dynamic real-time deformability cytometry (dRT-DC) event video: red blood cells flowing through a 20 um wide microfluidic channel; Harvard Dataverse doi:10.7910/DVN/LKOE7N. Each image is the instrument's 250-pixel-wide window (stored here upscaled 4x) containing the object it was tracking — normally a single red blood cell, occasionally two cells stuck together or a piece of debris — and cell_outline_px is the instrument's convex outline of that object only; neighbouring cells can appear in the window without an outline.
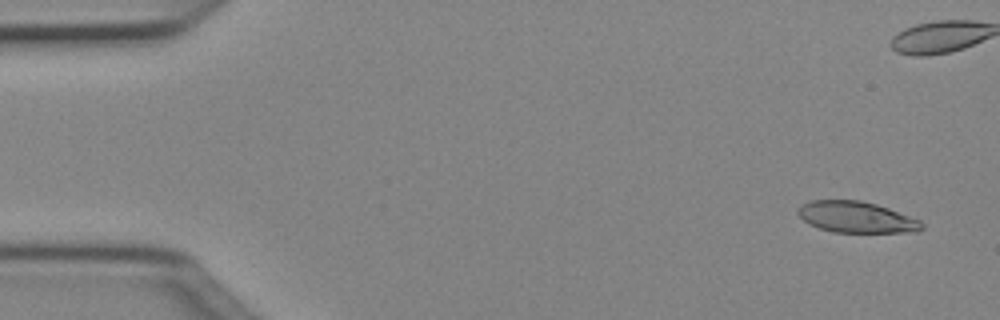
{"species": "Egyptian fruit bat (a non-hibernating species)", "species_latin": "Rousettus aegyptiacus", "temperature_condition": "cold", "stored_images_in_passage": 51, "camera_frame_rate_fps": 3000, "um_per_image_px": 0.085, "animal": {"sex": "female"}, "frame": {"image": 1, "passage_image": 3, "time_ms": 0.667, "image_size_px": [1000, 320], "cell_outline_px": [[924, 228], [916, 232], [832, 232], [808, 224], [796, 212], [804, 204], [812, 200], [860, 200], [876, 204], [888, 208], [920, 220], [924, 224]], "centroid_in_image_um": [72.82, 18.46], "position_along_channel_um": 12.2, "area_um2": 22.37}}
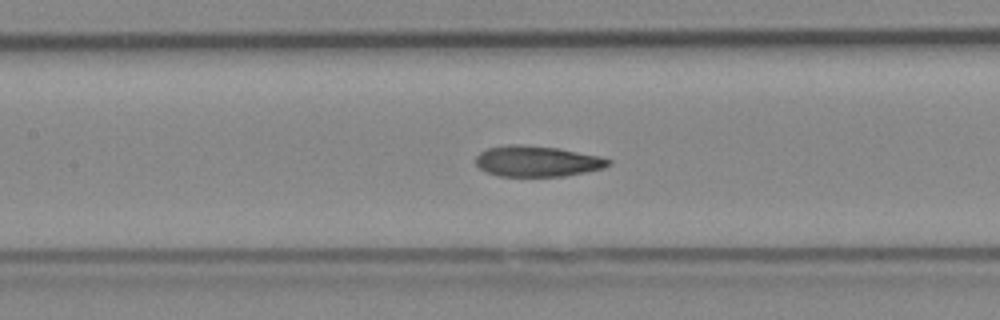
{"frame": {"image": 2, "passage_image": 23, "time_ms": 7.333, "image_size_px": [1000, 320], "cell_outline_px": [[612, 164], [604, 168], [564, 176], [500, 176], [484, 172], [476, 164], [476, 156], [480, 152], [488, 148], [512, 144], [516, 144], [556, 148], [600, 156], [612, 160]], "centroid_in_image_um": [45.66, 13.71], "position_along_channel_um": 161.7, "area_um2": 23.7}}
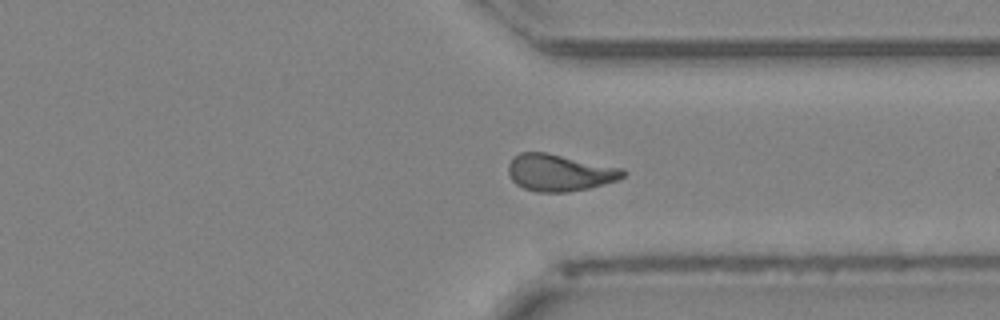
{"frame": {"image": 3, "passage_image": 38, "time_ms": 12.333, "image_size_px": [1000, 320], "cell_outline_px": [[628, 172], [624, 176], [616, 180], [604, 184], [588, 188], [568, 192], [536, 192], [524, 188], [516, 184], [512, 180], [508, 172], [508, 164], [512, 156], [520, 152], [548, 152], [624, 168]], "centroid_in_image_um": [47.56, 14.66], "position_along_channel_um": 363.8, "area_um2": 24.97}, "authors_computed_cell_mechanics": {"area_um2": 23.6402, "velocity_mm_per_s": 4.0326, "shape_relaxation_time_tau1_ms": 7.9037, "shape_relaxation_time_tau2_ms": 2.1899, "deformation_change_tau1": 0.2, "deformation_change_tau2": 0.0811}}